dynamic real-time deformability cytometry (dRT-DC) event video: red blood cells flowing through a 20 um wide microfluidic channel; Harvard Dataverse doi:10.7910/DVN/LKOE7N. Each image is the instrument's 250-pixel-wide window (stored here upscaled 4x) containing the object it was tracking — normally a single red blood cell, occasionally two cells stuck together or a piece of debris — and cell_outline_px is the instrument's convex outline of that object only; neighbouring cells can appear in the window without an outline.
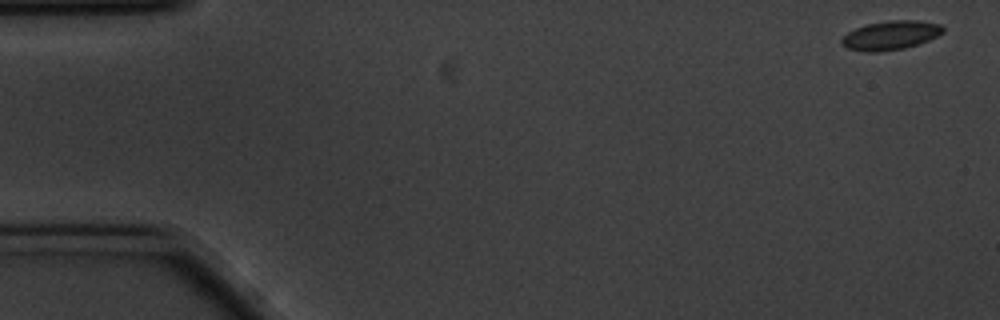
{"species": "common noctule bat (a hibernating species)", "species_latin": "Nyctalus noctula", "temperature_condition": "cold", "stored_images_in_passage": 56, "camera_frame_rate_fps": 3000, "um_per_image_px": 0.085, "animal": {"sex": "male", "body_mass_g": 20.1, "forearm_length_mm": 53.5}, "frame": {"image": 1, "passage_image": 1, "time_ms": 0.0, "image_size_px": [1000, 320], "cell_outline_px": [[944, 32], [928, 40], [904, 48], [880, 52], [868, 52], [848, 48], [840, 44], [840, 40], [848, 32], [856, 28], [868, 24], [888, 20], [916, 20], [940, 24], [944, 28]], "centroid_in_image_um": [75.69, 3.0], "position_along_channel_um": 9.3, "area_um2": 16.99}}
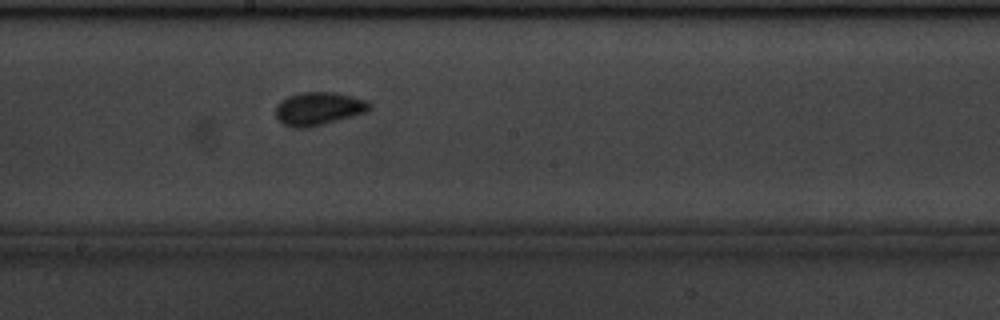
{"frame": {"image": 2, "passage_image": 30, "time_ms": 9.667, "image_size_px": [1000, 320], "cell_outline_px": [[372, 108], [368, 112], [324, 124], [308, 128], [296, 128], [284, 124], [276, 116], [276, 104], [280, 100], [288, 96], [304, 92], [336, 92], [368, 100], [372, 104]], "centroid_in_image_um": [27.12, 9.23], "position_along_channel_um": 221.1, "area_um2": 18.32}}
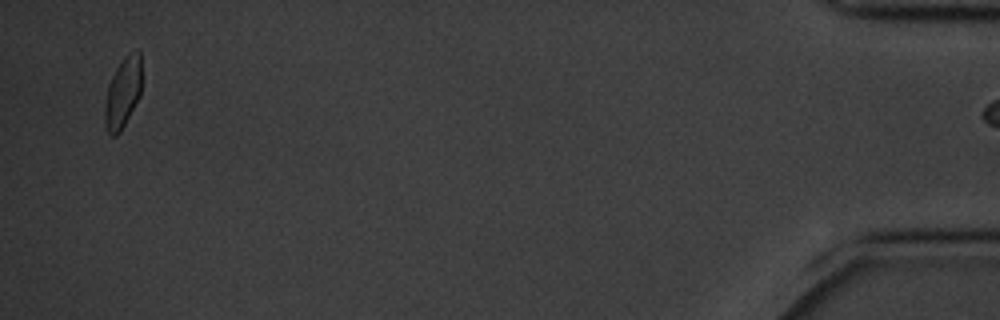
{"frame": {"image": 3, "passage_image": 55, "time_ms": 18.0, "image_size_px": [1000, 320], "cell_outline_px": [[140, 96], [120, 132], [116, 136], [112, 136], [108, 132], [104, 124], [104, 104], [108, 84], [116, 68], [124, 56], [140, 52]], "centroid_in_image_um": [10.4, 7.95], "position_along_channel_um": 424.8, "area_um2": 14.91}}